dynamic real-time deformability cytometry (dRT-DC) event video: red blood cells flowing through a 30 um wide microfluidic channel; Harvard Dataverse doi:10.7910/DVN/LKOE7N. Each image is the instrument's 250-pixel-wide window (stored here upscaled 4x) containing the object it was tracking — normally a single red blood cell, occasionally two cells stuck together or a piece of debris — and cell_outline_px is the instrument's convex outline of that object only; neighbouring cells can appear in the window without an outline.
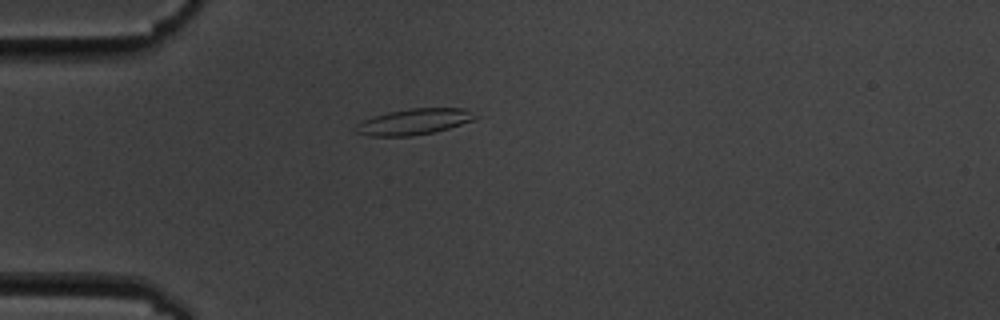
{"species": "common noctule bat (a hibernating species)", "species_latin": "Nyctalus noctula", "temperature_condition": "cold", "stored_images_in_passage": 2, "camera_frame_rate_fps": 3000, "um_per_image_px": 0.085, "animal": {"sex": "male", "body_mass_g": 19.5, "forearm_length_mm": 54.6}, "frame": {"image": 1, "passage_image": 2, "time_ms": 1.0, "image_size_px": [1000, 320], "cell_outline_px": [[480, 116], [476, 120], [436, 132], [412, 136], [372, 136], [356, 132], [352, 128], [356, 124], [364, 120], [388, 112], [408, 108], [464, 108]], "centroid_in_image_um": [35.24, 10.34], "position_along_channel_um": 49.8, "area_um2": 18.26}}